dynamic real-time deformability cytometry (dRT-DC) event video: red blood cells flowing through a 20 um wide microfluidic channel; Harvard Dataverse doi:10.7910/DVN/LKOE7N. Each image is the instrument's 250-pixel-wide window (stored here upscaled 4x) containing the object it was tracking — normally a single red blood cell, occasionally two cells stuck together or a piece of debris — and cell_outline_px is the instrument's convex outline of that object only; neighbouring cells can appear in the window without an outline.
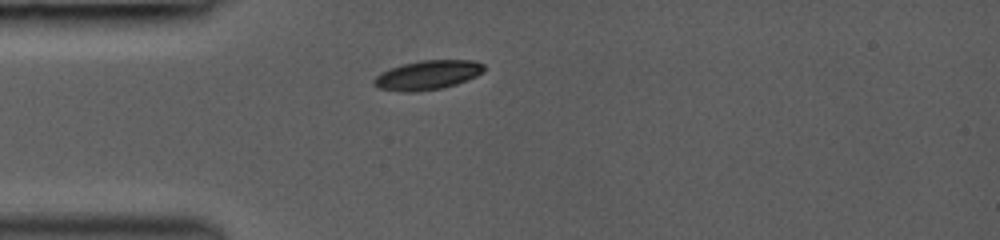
{"species": "common noctule bat (a hibernating species)", "species_latin": "Nyctalus noctula", "temperature_condition": "room temperature", "stored_images_in_passage": 26, "camera_frame_rate_fps": 3000, "um_per_image_px": 0.085, "animal": {"sex": "female", "body_mass_g": 19.0, "forearm_length_mm": 53.3}, "frame": {"image": 1, "passage_image": 1, "time_ms": 0.0, "image_size_px": [1000, 240], "cell_outline_px": [[484, 72], [476, 76], [456, 84], [440, 88], [416, 92], [400, 92], [376, 88], [372, 84], [372, 80], [380, 72], [404, 64], [420, 60], [476, 60], [484, 64]], "centroid_in_image_um": [36.32, 6.38], "position_along_channel_um": 48.7, "area_um2": 18.9}}
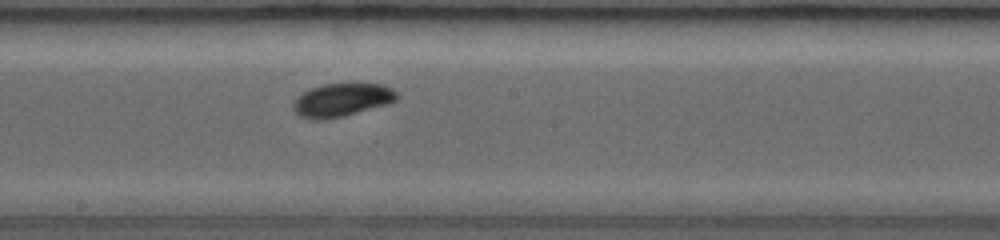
{"frame": {"image": 2, "passage_image": 16, "time_ms": 4.333, "image_size_px": [1000, 240], "cell_outline_px": [[400, 96], [396, 100], [388, 104], [344, 116], [320, 120], [312, 120], [300, 116], [292, 108], [292, 104], [296, 96], [312, 88], [324, 84], [384, 84], [392, 88]], "centroid_in_image_um": [29.06, 8.5], "position_along_channel_um": 219.1, "area_um2": 20.11}}
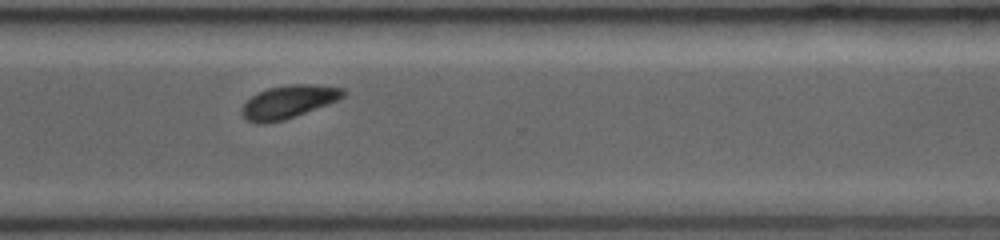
{"frame": {"image": 3, "passage_image": 25, "time_ms": 7.333, "image_size_px": [1000, 240], "cell_outline_px": [[344, 96], [328, 104], [284, 120], [264, 124], [256, 124], [248, 120], [240, 112], [244, 104], [252, 96], [268, 88], [292, 84], [316, 84], [344, 88]], "centroid_in_image_um": [24.52, 8.66], "position_along_channel_um": 346.1, "area_um2": 19.31}}